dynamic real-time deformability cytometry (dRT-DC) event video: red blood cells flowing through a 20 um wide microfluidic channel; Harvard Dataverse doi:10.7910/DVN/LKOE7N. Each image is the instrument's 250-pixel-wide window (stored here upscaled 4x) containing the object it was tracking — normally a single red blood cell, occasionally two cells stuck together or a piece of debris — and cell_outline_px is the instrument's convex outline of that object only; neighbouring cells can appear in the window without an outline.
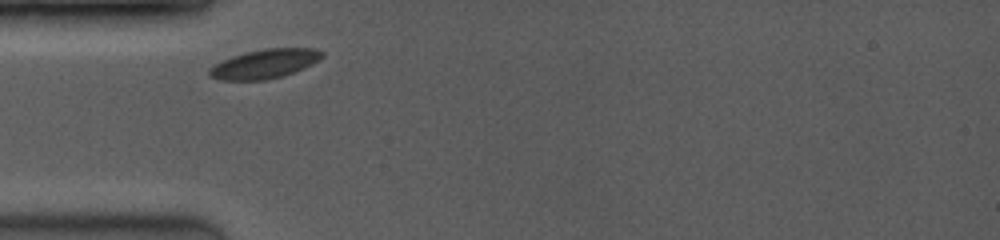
{"species": "common noctule bat (a hibernating species)", "species_latin": "Nyctalus noctula", "temperature_condition": "room temperature", "stored_images_in_passage": 9, "camera_frame_rate_fps": 3500, "um_per_image_px": 0.085, "animal": {"sex": "female", "body_mass_g": 19.0, "forearm_length_mm": 53.3}, "frame": {"image": 1, "passage_image": 1, "time_ms": 0.0, "image_size_px": [1000, 240], "cell_outline_px": [[324, 56], [312, 64], [304, 68], [284, 76], [264, 80], [220, 80], [208, 76], [208, 68], [220, 60], [244, 52], [264, 48], [316, 48], [324, 52]], "centroid_in_image_um": [22.47, 5.42], "position_along_channel_um": 62.5, "area_um2": 19.48}}
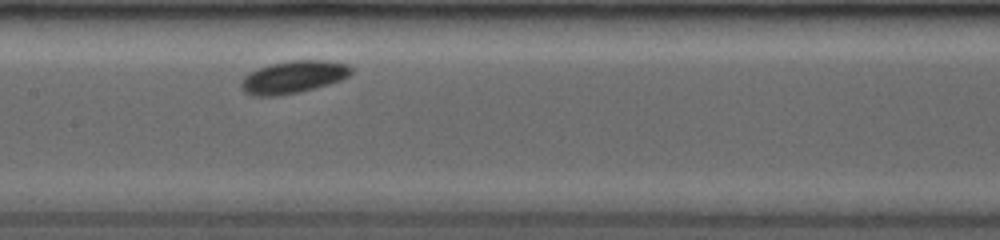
{"frame": {"image": 2, "passage_image": 6, "time_ms": 3.143, "image_size_px": [1000, 240], "cell_outline_px": [[352, 72], [348, 76], [340, 80], [328, 84], [300, 92], [276, 96], [256, 96], [244, 92], [240, 88], [240, 84], [244, 76], [248, 72], [268, 64], [292, 60], [328, 60], [348, 64], [352, 68]], "centroid_in_image_um": [24.91, 6.54], "position_along_channel_um": 182.5, "area_um2": 20.98}}
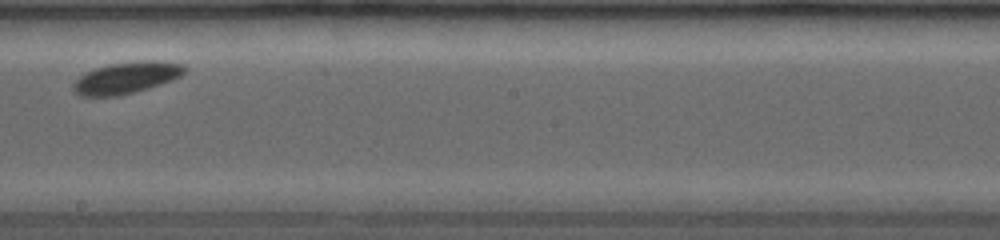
{"frame": {"image": 3, "passage_image": 8, "time_ms": 4.571, "image_size_px": [1000, 240], "cell_outline_px": [[188, 68], [180, 76], [172, 80], [148, 88], [116, 96], [80, 96], [72, 88], [72, 84], [80, 76], [96, 68], [108, 64], [136, 60], [160, 60], [184, 64]], "centroid_in_image_um": [10.78, 6.58], "position_along_channel_um": 237.4, "area_um2": 20.52}}